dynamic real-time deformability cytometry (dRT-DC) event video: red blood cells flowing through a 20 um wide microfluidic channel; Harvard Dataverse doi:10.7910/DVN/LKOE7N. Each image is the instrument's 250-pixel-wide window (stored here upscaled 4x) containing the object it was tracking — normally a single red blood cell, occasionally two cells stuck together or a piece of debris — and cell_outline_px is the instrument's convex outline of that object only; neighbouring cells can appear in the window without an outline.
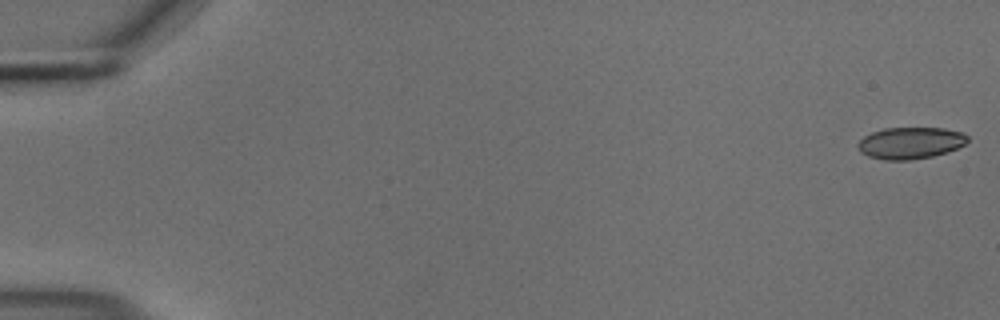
{"species": "common noctule bat (a hibernating species)", "species_latin": "Nyctalus noctula", "temperature_condition": "cold", "stored_images_in_passage": 11, "camera_frame_rate_fps": 3000, "um_per_image_px": 0.085, "animal": {"sex": "male", "body_mass_g": 18.8}, "frame": {"image": 1, "passage_image": 1, "time_ms": 0.0, "image_size_px": [1000, 320], "cell_outline_px": [[968, 140], [964, 144], [948, 152], [932, 156], [908, 160], [884, 160], [868, 156], [860, 152], [856, 144], [864, 136], [872, 132], [884, 128], [944, 128], [964, 132], [968, 136]], "centroid_in_image_um": [77.38, 12.15], "position_along_channel_um": 7.6, "area_um2": 20.35}}